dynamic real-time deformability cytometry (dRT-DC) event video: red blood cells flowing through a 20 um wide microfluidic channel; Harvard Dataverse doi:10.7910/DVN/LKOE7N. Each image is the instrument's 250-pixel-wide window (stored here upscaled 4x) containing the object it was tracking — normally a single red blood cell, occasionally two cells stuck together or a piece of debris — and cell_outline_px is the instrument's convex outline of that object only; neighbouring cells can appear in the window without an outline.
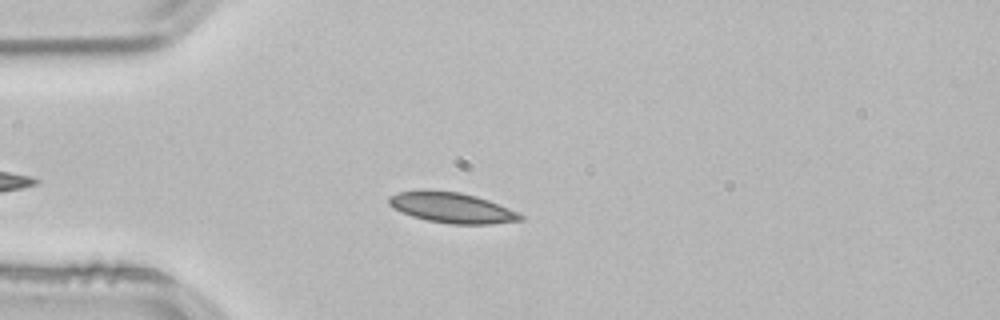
{"species": "common noctule bat (a hibernating species)", "species_latin": "Nyctalus noctula", "temperature_condition": "room temperature", "stored_images_in_passage": 43, "camera_frame_rate_fps": 3000, "um_per_image_px": 0.085, "animal": {"sex": "male", "body_mass_g": 21.5, "forearm_length_mm": 52.0}, "frame": {"image": 1, "passage_image": 7, "time_ms": 2.0, "image_size_px": [1000, 320], "cell_outline_px": [[524, 220], [492, 224], [452, 224], [428, 220], [412, 216], [388, 204], [388, 196], [400, 192], [428, 188], [460, 192], [476, 196], [488, 200], [520, 212], [524, 216]], "centroid_in_image_um": [38.44, 17.63], "position_along_channel_um": 46.6, "area_um2": 23.58}}
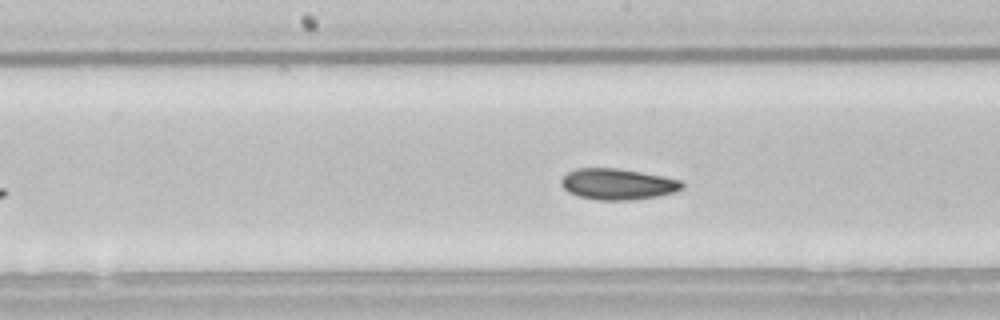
{"frame": {"image": 2, "passage_image": 20, "time_ms": 6.333, "image_size_px": [1000, 320], "cell_outline_px": [[684, 188], [672, 192], [656, 196], [628, 200], [596, 200], [580, 196], [568, 192], [560, 184], [560, 180], [568, 172], [576, 168], [616, 168], [664, 176], [680, 180], [684, 184]], "centroid_in_image_um": [52.48, 15.64], "position_along_channel_um": 195.7, "area_um2": 21.73}}
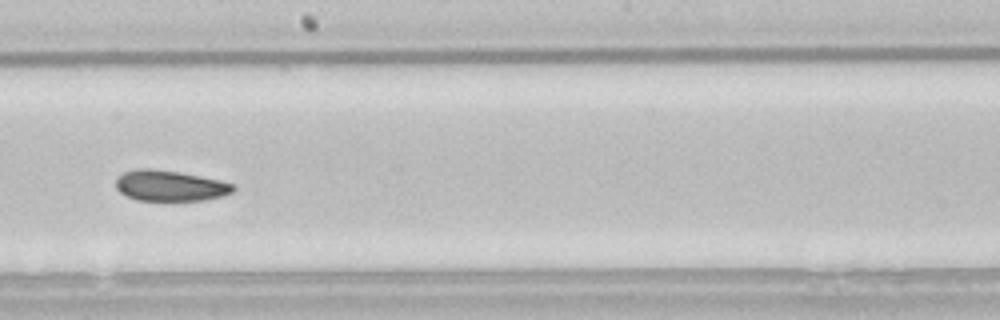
{"frame": {"image": 3, "passage_image": 23, "time_ms": 7.333, "image_size_px": [1000, 320], "cell_outline_px": [[236, 188], [232, 192], [224, 196], [204, 200], [136, 200], [120, 192], [116, 188], [116, 180], [124, 172], [136, 168], [152, 168], [180, 172], [220, 180], [232, 184]], "centroid_in_image_um": [14.46, 15.78], "position_along_channel_um": 233.7, "area_um2": 20.98}, "authors_computed_cell_mechanics": {"area_um2": 22.0796, "velocity_mm_per_s": 3.8106, "shape_relaxation_time_tau1_ms": 4.8, "shape_relaxation_time_tau2_ms": 2.7539, "deformation_change_tau1": 0.0906, "deformation_change_tau2": 0.0572}}